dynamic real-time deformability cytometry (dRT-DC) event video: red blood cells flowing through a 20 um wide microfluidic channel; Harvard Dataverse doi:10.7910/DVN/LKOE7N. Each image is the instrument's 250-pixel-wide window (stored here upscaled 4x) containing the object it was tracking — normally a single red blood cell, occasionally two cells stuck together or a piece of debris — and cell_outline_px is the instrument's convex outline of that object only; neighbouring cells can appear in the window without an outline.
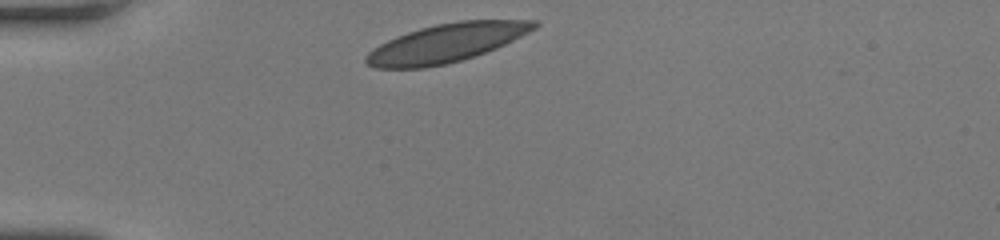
{"species": "human", "species_latin": "Homo sapiens", "temperature_condition": "room temperature", "stored_images_in_passage": 32, "camera_frame_rate_fps": 3000, "um_per_image_px": 0.085, "donor": {"sex": "female"}, "frame": {"image": 1, "passage_image": 1, "time_ms": 0.0, "image_size_px": [1000, 240], "cell_outline_px": [[540, 24], [536, 28], [496, 48], [460, 60], [444, 64], [424, 68], [376, 68], [368, 64], [364, 60], [364, 56], [368, 52], [380, 44], [396, 36], [420, 28], [436, 24], [460, 20], [536, 20]], "centroid_in_image_um": [37.92, 3.65], "position_along_channel_um": 47.1, "area_um2": 37.34}}
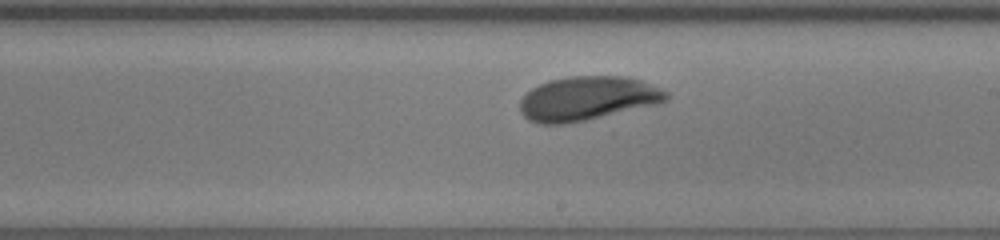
{"frame": {"image": 2, "passage_image": 19, "time_ms": 6.0, "image_size_px": [1000, 240], "cell_outline_px": [[668, 100], [660, 104], [584, 120], [564, 124], [540, 124], [528, 120], [520, 112], [520, 100], [532, 88], [548, 80], [568, 76], [628, 76], [640, 80], [660, 88], [668, 92]], "centroid_in_image_um": [49.94, 8.36], "position_along_channel_um": 239.1, "area_um2": 37.63}}
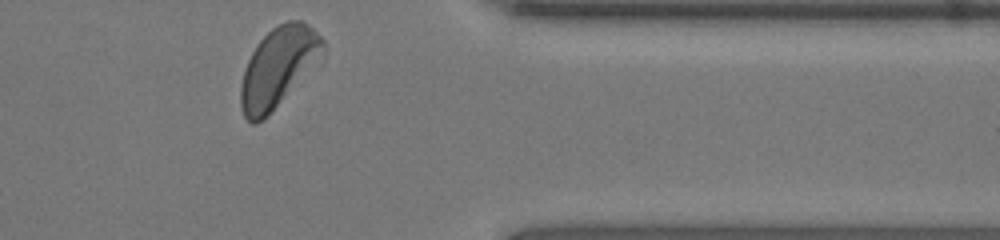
{"frame": {"image": 3, "passage_image": 32, "time_ms": 10.333, "image_size_px": [1000, 240], "cell_outline_px": [[324, 48], [268, 116], [264, 120], [256, 124], [252, 124], [244, 116], [240, 108], [240, 84], [244, 68], [256, 44], [272, 28], [288, 20], [304, 20], [324, 40]], "centroid_in_image_um": [23.54, 5.71], "position_along_channel_um": 387.9, "area_um2": 36.76}, "authors_computed_cell_mechanics": {"area_um2": 37.3966, "velocity_mm_per_s": 3.6815, "shape_relaxation_time_tau1_ms": 5.3247, "shape_relaxation_time_tau2_ms": 1.1268, "deformation_change_tau1": 0.1759, "deformation_change_tau2": 0.0693}}